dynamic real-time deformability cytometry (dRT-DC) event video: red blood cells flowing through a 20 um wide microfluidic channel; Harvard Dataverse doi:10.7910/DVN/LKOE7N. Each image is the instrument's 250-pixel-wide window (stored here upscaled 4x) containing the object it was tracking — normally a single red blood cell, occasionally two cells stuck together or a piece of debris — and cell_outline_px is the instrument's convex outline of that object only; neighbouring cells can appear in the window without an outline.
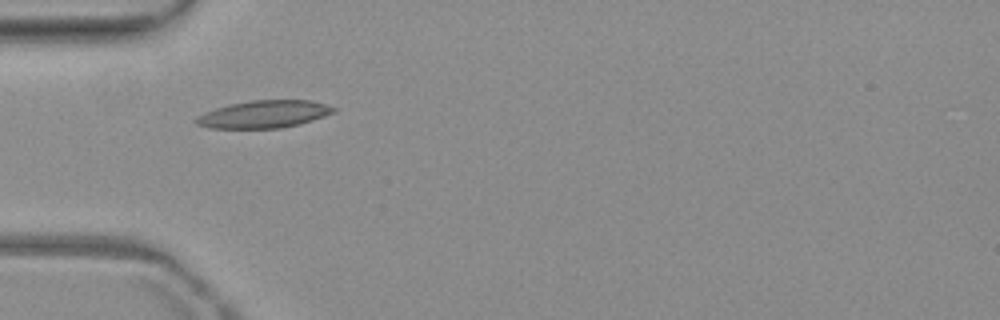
{"species": "common noctule bat (a hibernating species)", "species_latin": "Nyctalus noctula", "temperature_condition": "warm", "stored_images_in_passage": 2, "camera_frame_rate_fps": 3000, "um_per_image_px": 0.085, "animal": {"sex": "female", "body_mass_g": 19.3, "forearm_length_mm": 54.1}, "frame": {"image": 1, "passage_image": 1, "time_ms": 0.0, "image_size_px": [1000, 320], "cell_outline_px": [[336, 112], [300, 124], [280, 128], [208, 128], [196, 124], [196, 116], [204, 112], [228, 104], [252, 100], [308, 100], [324, 104], [336, 108]], "centroid_in_image_um": [22.41, 9.71], "position_along_channel_um": 62.6, "area_um2": 21.96}}
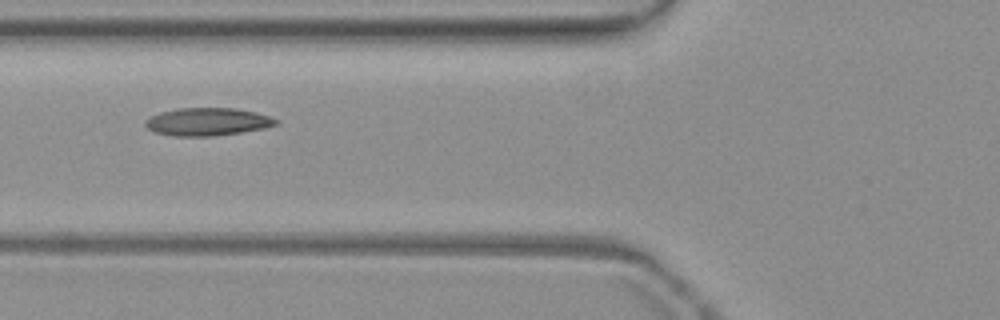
{"frame": {"image": 2, "passage_image": 2, "time_ms": 1.333, "image_size_px": [1000, 320], "cell_outline_px": [[280, 124], [264, 128], [240, 132], [212, 136], [172, 136], [152, 132], [144, 124], [144, 120], [160, 112], [180, 108], [236, 108], [256, 112], [280, 120]], "centroid_in_image_um": [17.63, 10.35], "position_along_channel_um": 108.2, "area_um2": 21.27}}